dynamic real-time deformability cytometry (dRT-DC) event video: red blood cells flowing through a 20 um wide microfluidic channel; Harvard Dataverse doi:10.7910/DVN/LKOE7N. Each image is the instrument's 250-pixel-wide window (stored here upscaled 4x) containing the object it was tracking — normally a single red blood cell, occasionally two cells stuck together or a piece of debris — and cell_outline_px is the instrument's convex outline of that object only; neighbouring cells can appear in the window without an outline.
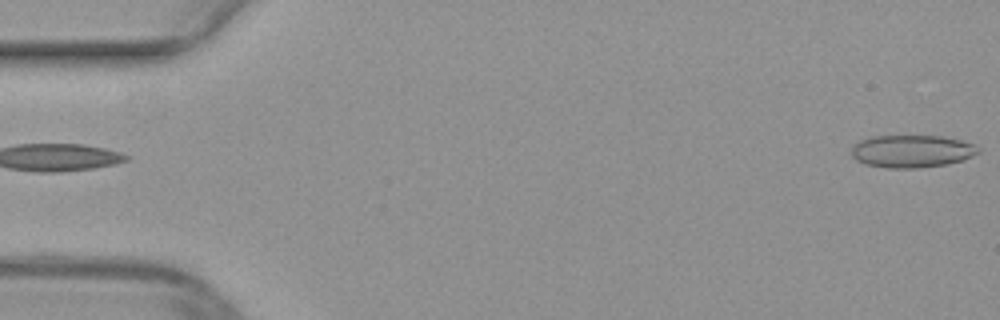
{"species": "common noctule bat (a hibernating species)", "species_latin": "Nyctalus noctula", "temperature_condition": "warm", "stored_images_in_passage": 50, "camera_frame_rate_fps": 3000, "um_per_image_px": 0.085, "animal": {"sex": "female", "body_mass_g": 29.2, "forearm_length_mm": 56.3}, "frame": {"image": 1, "passage_image": 1, "time_ms": 0.0, "image_size_px": [1000, 320], "cell_outline_px": [[980, 152], [960, 160], [948, 164], [916, 168], [888, 168], [864, 164], [856, 160], [852, 156], [852, 148], [860, 140], [872, 136], [944, 136], [976, 144], [980, 148]], "centroid_in_image_um": [77.51, 12.85], "position_along_channel_um": 7.5, "area_um2": 24.04}}
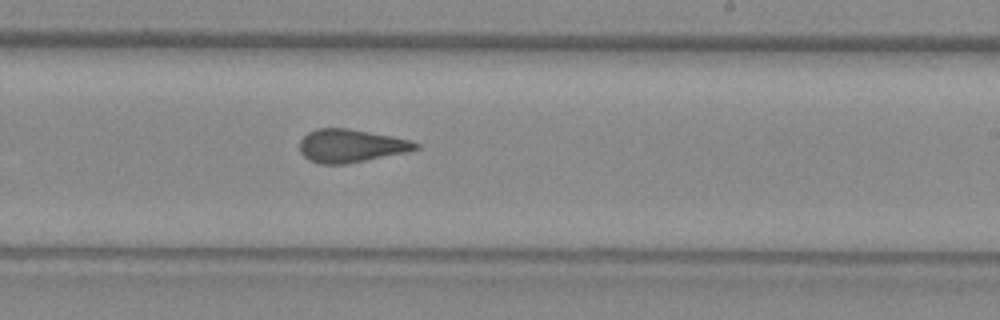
{"frame": {"image": 2, "passage_image": 30, "time_ms": 9.667, "image_size_px": [1000, 320], "cell_outline_px": [[420, 148], [408, 152], [344, 164], [320, 164], [308, 160], [300, 152], [300, 140], [308, 132], [316, 128], [348, 128], [392, 136], [408, 140], [420, 144]], "centroid_in_image_um": [29.81, 12.39], "position_along_channel_um": 259.2, "area_um2": 22.37}}
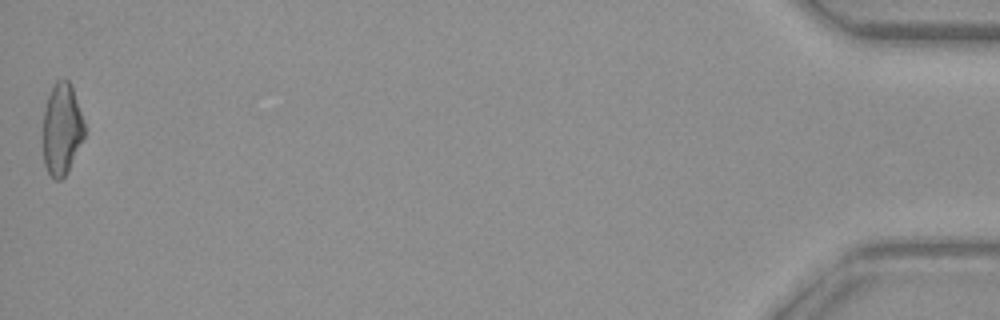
{"frame": {"image": 3, "passage_image": 50, "time_ms": 16.333, "image_size_px": [1000, 320], "cell_outline_px": [[84, 136], [68, 172], [60, 180], [56, 180], [48, 172], [44, 164], [40, 140], [44, 108], [48, 96], [56, 80], [68, 80], [72, 84], [84, 120]], "centroid_in_image_um": [5.21, 10.98], "position_along_channel_um": 430.0, "area_um2": 22.83}}